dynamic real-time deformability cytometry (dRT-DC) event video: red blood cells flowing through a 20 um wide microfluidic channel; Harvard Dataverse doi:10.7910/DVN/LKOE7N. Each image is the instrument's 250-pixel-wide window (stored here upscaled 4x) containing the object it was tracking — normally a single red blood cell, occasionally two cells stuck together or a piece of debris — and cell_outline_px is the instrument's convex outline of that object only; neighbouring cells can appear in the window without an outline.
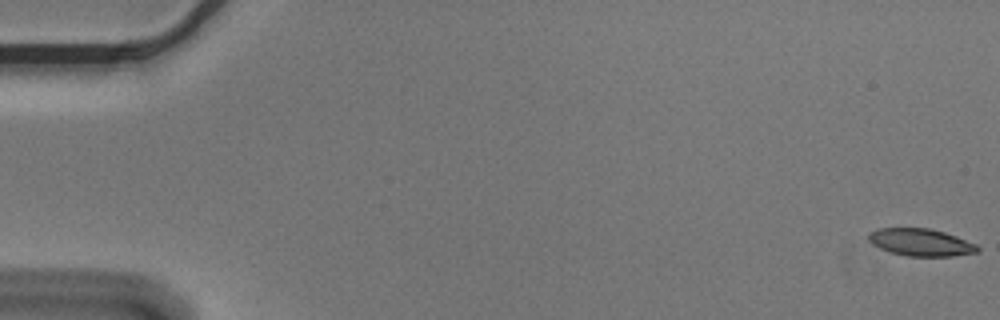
{"species": "Egyptian fruit bat (a non-hibernating species)", "species_latin": "Rousettus aegyptiacus", "temperature_condition": "cold", "stored_images_in_passage": 11, "camera_frame_rate_fps": 3000, "um_per_image_px": 0.085, "animal": {"sex": "male"}, "frame": {"image": 1, "passage_image": 1, "time_ms": 0.0, "image_size_px": [1000, 320], "cell_outline_px": [[980, 252], [952, 256], [908, 256], [888, 252], [872, 244], [868, 240], [868, 232], [876, 228], [928, 228], [944, 232], [956, 236], [976, 244], [980, 248]], "centroid_in_image_um": [78.25, 20.6], "position_along_channel_um": 6.8, "area_um2": 17.51}}
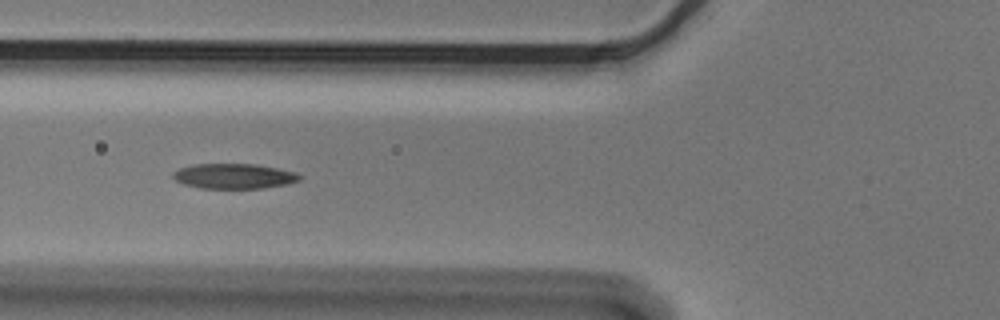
{"frame": {"image": 2, "passage_image": 6, "time_ms": 1.667, "image_size_px": [1000, 320], "cell_outline_px": [[300, 180], [288, 184], [264, 188], [200, 188], [184, 184], [176, 180], [172, 176], [172, 172], [180, 168], [196, 164], [256, 164], [296, 172], [300, 176]], "centroid_in_image_um": [19.89, 14.97], "position_along_channel_um": 105.9, "area_um2": 18.44}}
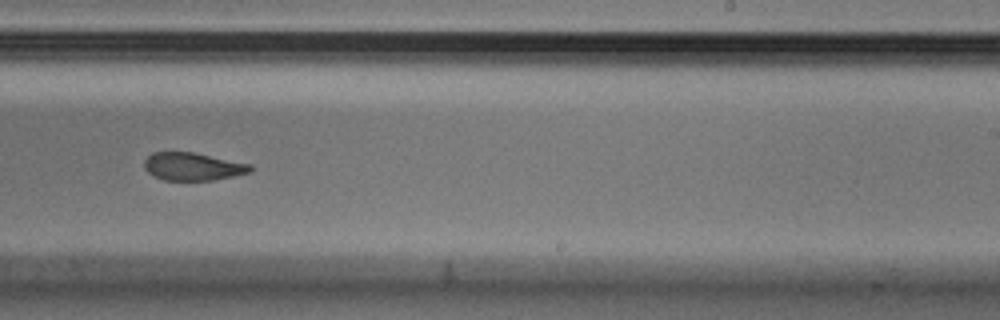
{"frame": {"image": 3, "passage_image": 10, "time_ms": 3.0, "image_size_px": [1000, 320], "cell_outline_px": [[252, 172], [212, 180], [164, 180], [152, 176], [144, 168], [144, 160], [152, 152], [192, 152], [252, 164]], "centroid_in_image_um": [16.37, 14.15], "position_along_channel_um": 272.6, "area_um2": 17.22}}